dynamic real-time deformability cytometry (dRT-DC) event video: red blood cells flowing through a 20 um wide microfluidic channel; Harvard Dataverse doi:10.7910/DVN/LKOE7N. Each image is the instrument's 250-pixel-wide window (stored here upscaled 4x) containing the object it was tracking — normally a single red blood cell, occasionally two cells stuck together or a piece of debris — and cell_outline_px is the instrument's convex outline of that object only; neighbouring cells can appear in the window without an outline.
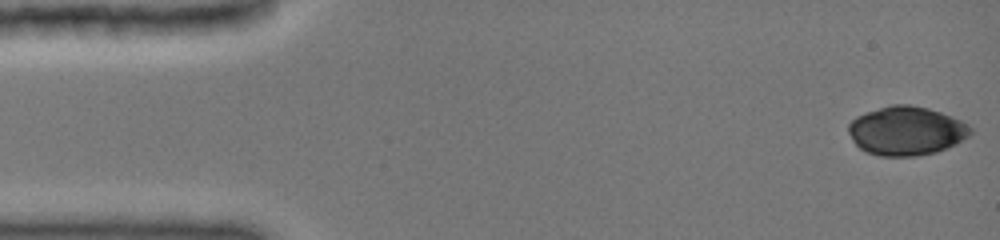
{"species": "common noctule bat (a hibernating species)", "species_latin": "Nyctalus noctula", "temperature_condition": "cold", "stored_images_in_passage": 46, "camera_frame_rate_fps": 3000, "um_per_image_px": 0.085, "animal": {"sex": "female", "body_mass_g": 19.0, "forearm_length_mm": 51.5}, "frame": {"image": 1, "passage_image": 1, "time_ms": 0.0, "image_size_px": [1000, 240], "cell_outline_px": [[972, 132], [968, 136], [956, 144], [936, 152], [916, 156], [880, 156], [864, 152], [852, 140], [848, 132], [848, 124], [856, 116], [892, 104], [908, 104], [928, 108], [952, 116], [968, 124], [972, 128]], "centroid_in_image_um": [77.03, 11.13], "position_along_channel_um": 8.0, "area_um2": 34.8}}
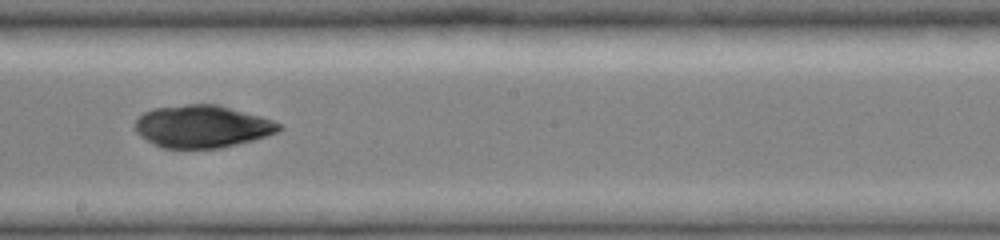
{"frame": {"image": 2, "passage_image": 26, "time_ms": 8.667, "image_size_px": [1000, 240], "cell_outline_px": [[284, 128], [276, 132], [252, 140], [220, 148], [160, 148], [152, 144], [140, 136], [136, 132], [136, 120], [144, 112], [152, 108], [188, 104], [216, 104], [272, 120], [280, 124]], "centroid_in_image_um": [17.14, 10.75], "position_along_channel_um": 231.1, "area_um2": 35.32}}
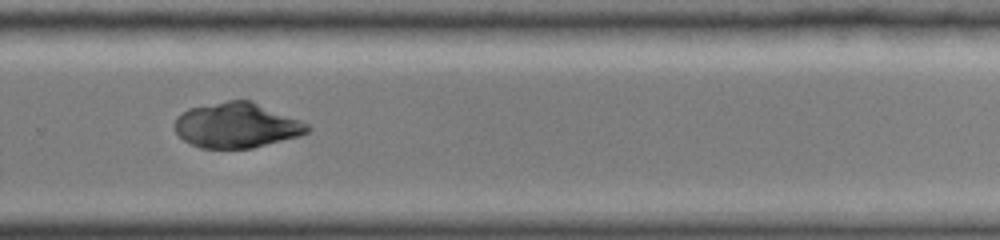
{"frame": {"image": 3, "passage_image": 32, "time_ms": 10.667, "image_size_px": [1000, 240], "cell_outline_px": [[312, 128], [308, 132], [300, 136], [252, 148], [200, 148], [184, 140], [176, 132], [176, 116], [188, 108], [228, 100], [252, 100], [300, 120], [308, 124]], "centroid_in_image_um": [20.14, 10.64], "position_along_channel_um": 309.7, "area_um2": 34.91}}